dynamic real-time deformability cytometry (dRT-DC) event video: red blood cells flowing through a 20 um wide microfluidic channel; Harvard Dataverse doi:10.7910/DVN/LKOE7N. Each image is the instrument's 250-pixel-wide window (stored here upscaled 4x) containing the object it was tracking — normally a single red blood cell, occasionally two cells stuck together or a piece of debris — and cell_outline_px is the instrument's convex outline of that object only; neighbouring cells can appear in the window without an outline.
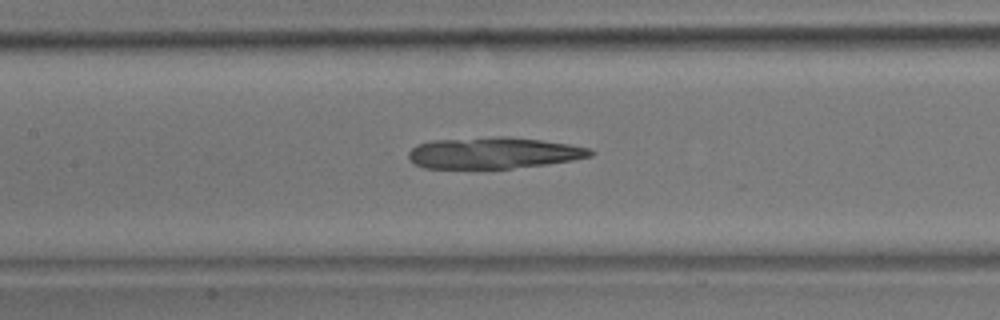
{"species": "common noctule bat (a hibernating species)", "species_latin": "Nyctalus noctula", "temperature_condition": "room temperature", "stored_images_in_passage": 50, "camera_frame_rate_fps": 3000, "um_per_image_px": 0.085, "animal": {"sex": "male", "body_mass_g": 17.9}, "frame": {"image": 1, "passage_image": 23, "time_ms": 7.333, "image_size_px": [1000, 320], "cell_outline_px": [[596, 152], [592, 156], [572, 160], [544, 164], [512, 168], [424, 168], [412, 164], [408, 160], [408, 152], [416, 144], [432, 140], [500, 136], [508, 136], [540, 140], [568, 144], [588, 148]], "centroid_in_image_um": [41.89, 12.99], "position_along_channel_um": 165.5, "area_um2": 33.29}}
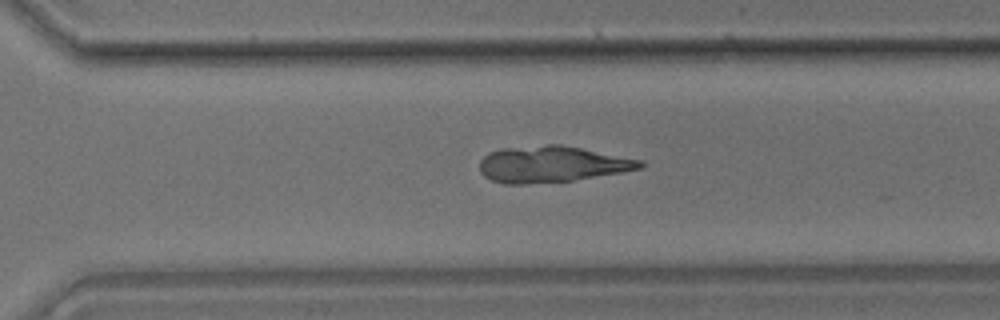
{"frame": {"image": 2, "passage_image": 35, "time_ms": 11.333, "image_size_px": [1000, 320], "cell_outline_px": [[644, 164], [640, 168], [620, 172], [572, 180], [524, 184], [504, 184], [492, 180], [484, 176], [480, 172], [480, 160], [488, 152], [500, 148], [548, 144], [560, 144], [640, 160]], "centroid_in_image_um": [46.81, 13.95], "position_along_channel_um": 323.8, "area_um2": 33.52}}
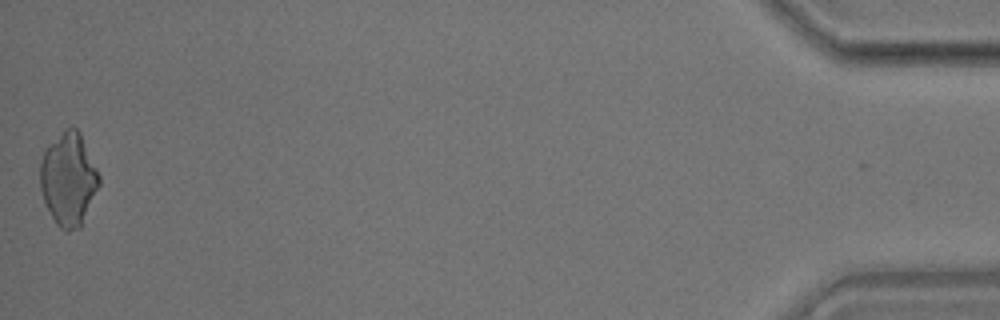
{"frame": {"image": 3, "passage_image": 50, "time_ms": 16.333, "image_size_px": [1000, 320], "cell_outline_px": [[100, 184], [80, 228], [68, 232], [64, 232], [56, 224], [44, 200], [40, 188], [40, 164], [44, 152], [68, 128], [76, 128], [80, 132], [100, 176]], "centroid_in_image_um": [5.84, 15.3], "position_along_channel_um": 429.4, "area_um2": 31.33}}